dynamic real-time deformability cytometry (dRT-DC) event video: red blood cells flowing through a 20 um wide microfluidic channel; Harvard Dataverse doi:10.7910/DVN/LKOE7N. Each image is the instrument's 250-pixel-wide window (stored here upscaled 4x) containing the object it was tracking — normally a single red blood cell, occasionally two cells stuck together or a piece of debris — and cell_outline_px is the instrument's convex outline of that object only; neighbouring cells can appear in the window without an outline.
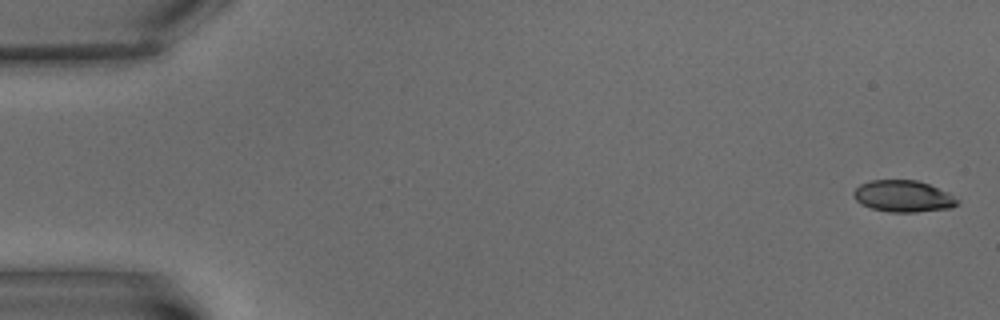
{"species": "common noctule bat (a hibernating species)", "species_latin": "Nyctalus noctula", "temperature_condition": "warm", "stored_images_in_passage": 8, "camera_frame_rate_fps": 3000, "um_per_image_px": 0.085, "animal": {"sex": "male", "body_mass_g": 15.6}, "frame": {"image": 1, "passage_image": 1, "time_ms": 0.0, "image_size_px": [1000, 320], "cell_outline_px": [[960, 200], [956, 204], [948, 208], [916, 212], [892, 212], [872, 208], [860, 204], [852, 196], [852, 192], [860, 184], [868, 180], [916, 180], [928, 184], [948, 192]], "centroid_in_image_um": [76.73, 16.67], "position_along_channel_um": 8.3, "area_um2": 19.07}}
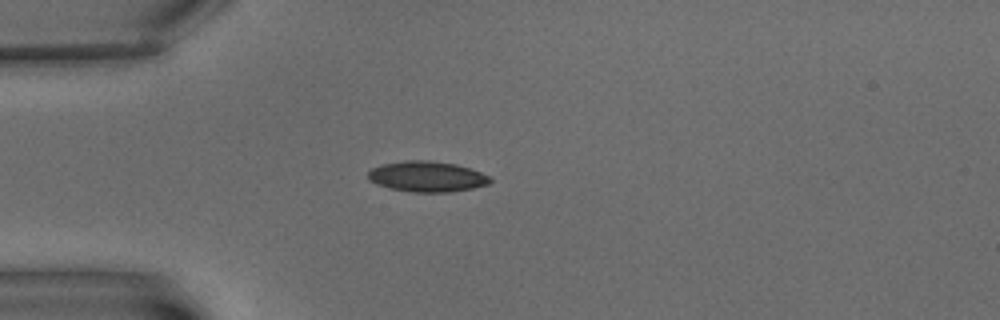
{"frame": {"image": 2, "passage_image": 5, "time_ms": 5.667, "image_size_px": [1000, 320], "cell_outline_px": [[492, 180], [488, 184], [472, 188], [452, 192], [412, 192], [388, 188], [376, 184], [368, 180], [368, 172], [372, 168], [380, 164], [404, 160], [428, 160], [456, 164], [492, 176]], "centroid_in_image_um": [36.27, 15.0], "position_along_channel_um": 48.7, "area_um2": 21.96}}
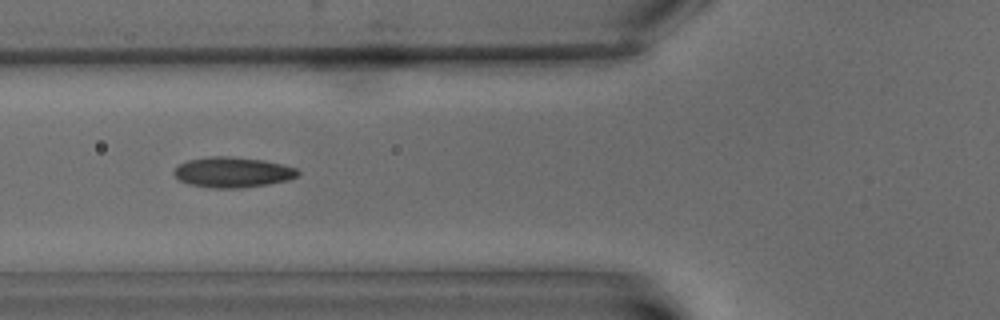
{"frame": {"image": 3, "passage_image": 7, "time_ms": 8.0, "image_size_px": [1000, 320], "cell_outline_px": [[300, 172], [296, 176], [288, 180], [240, 188], [212, 188], [188, 184], [180, 180], [172, 172], [180, 164], [188, 160], [208, 156], [232, 156], [264, 160], [296, 168]], "centroid_in_image_um": [19.74, 14.63], "position_along_channel_um": 106.1, "area_um2": 21.79}}